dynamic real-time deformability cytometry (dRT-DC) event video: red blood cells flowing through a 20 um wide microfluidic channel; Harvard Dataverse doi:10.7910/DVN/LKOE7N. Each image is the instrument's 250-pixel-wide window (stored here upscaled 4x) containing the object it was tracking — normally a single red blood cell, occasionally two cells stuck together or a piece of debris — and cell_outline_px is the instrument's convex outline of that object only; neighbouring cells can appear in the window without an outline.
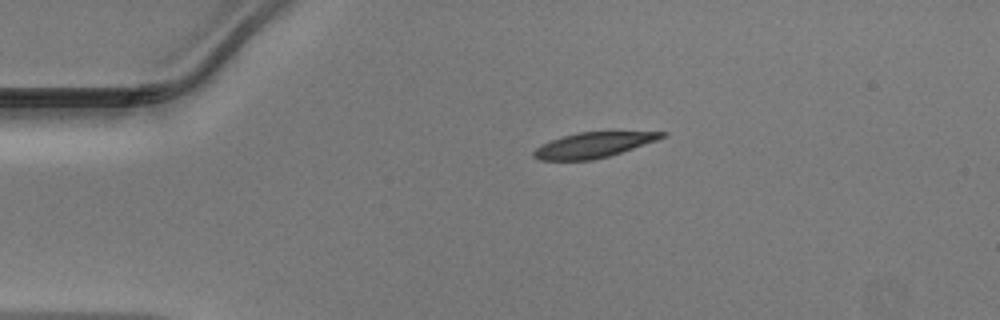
{"species": "Egyptian fruit bat (a non-hibernating species)", "species_latin": "Rousettus aegyptiacus", "temperature_condition": "warm", "stored_images_in_passage": 39, "camera_frame_rate_fps": 3000, "um_per_image_px": 0.085, "animal": {"sex": "male"}, "frame": {"image": 1, "passage_image": 1, "time_ms": 0.0, "image_size_px": [1000, 320], "cell_outline_px": [[668, 136], [608, 156], [592, 160], [540, 160], [532, 156], [532, 152], [536, 148], [552, 140], [576, 132], [668, 132]], "centroid_in_image_um": [50.42, 12.33], "position_along_channel_um": 34.6, "area_um2": 18.5}}
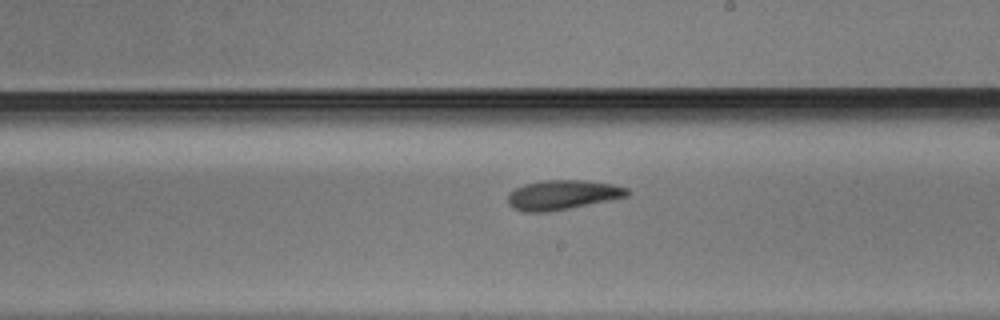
{"frame": {"image": 2, "passage_image": 19, "time_ms": 6.0, "image_size_px": [1000, 320], "cell_outline_px": [[632, 192], [628, 196], [548, 212], [524, 212], [508, 204], [508, 192], [524, 184], [544, 180], [584, 180], [612, 184], [628, 188]], "centroid_in_image_um": [47.81, 16.55], "position_along_channel_um": 241.2, "area_um2": 20.46}}
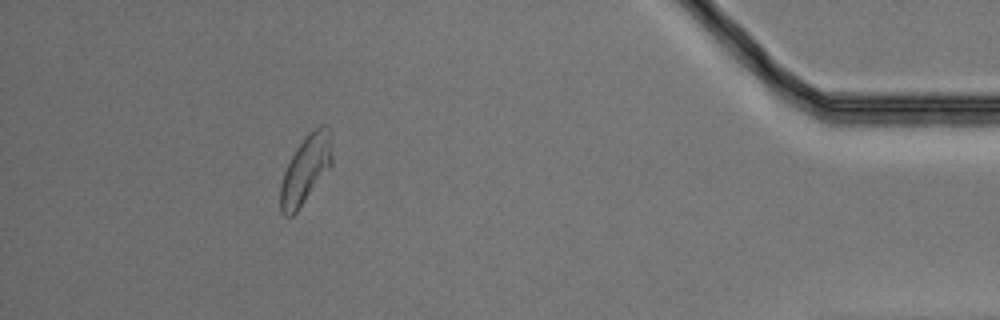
{"frame": {"image": 3, "passage_image": 35, "time_ms": 11.333, "image_size_px": [1000, 320], "cell_outline_px": [[332, 164], [296, 212], [292, 216], [284, 216], [280, 212], [280, 184], [284, 172], [296, 148], [304, 136], [308, 132], [320, 124], [324, 124], [332, 132]], "centroid_in_image_um": [25.99, 14.35], "position_along_channel_um": 409.2, "area_um2": 20.58}}